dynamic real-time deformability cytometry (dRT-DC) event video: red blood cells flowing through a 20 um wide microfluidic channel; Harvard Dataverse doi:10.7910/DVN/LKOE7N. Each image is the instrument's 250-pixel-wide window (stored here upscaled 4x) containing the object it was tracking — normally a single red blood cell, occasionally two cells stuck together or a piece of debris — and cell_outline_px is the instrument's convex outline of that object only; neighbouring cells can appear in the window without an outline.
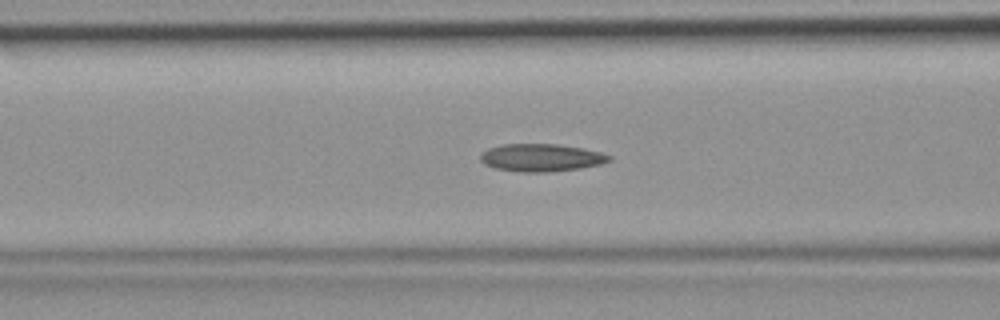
{"species": "common noctule bat (a hibernating species)", "species_latin": "Nyctalus noctula", "temperature_condition": "room temperature", "stored_images_in_passage": 46, "camera_frame_rate_fps": 3000, "um_per_image_px": 0.085, "animal": {"sex": "female", "body_mass_g": 19.9}, "frame": {"image": 1, "passage_image": 17, "time_ms": 5.333, "image_size_px": [1000, 320], "cell_outline_px": [[612, 160], [600, 164], [580, 168], [548, 172], [520, 172], [496, 168], [484, 164], [480, 160], [480, 156], [488, 148], [504, 144], [556, 144], [580, 148], [600, 152], [612, 156]], "centroid_in_image_um": [46.0, 13.4], "position_along_channel_um": 120.6, "area_um2": 20.58}}
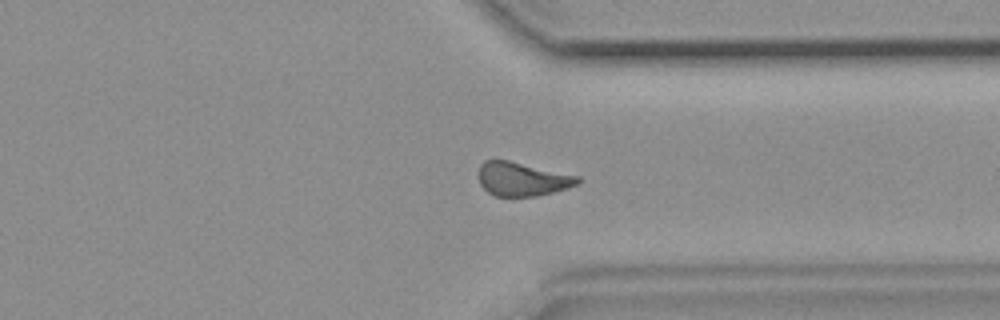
{"frame": {"image": 2, "passage_image": 34, "time_ms": 11.0, "image_size_px": [1000, 320], "cell_outline_px": [[580, 180], [576, 184], [568, 188], [536, 196], [492, 196], [480, 184], [480, 164], [484, 160], [508, 160], [580, 176]], "centroid_in_image_um": [44.39, 15.22], "position_along_channel_um": 367.0, "area_um2": 19.36}}
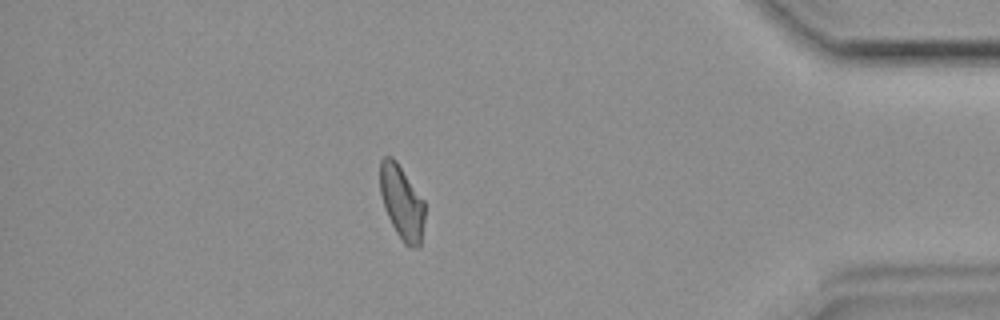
{"frame": {"image": 3, "passage_image": 39, "time_ms": 12.667, "image_size_px": [1000, 320], "cell_outline_px": [[424, 220], [420, 248], [408, 248], [404, 244], [396, 232], [384, 208], [380, 192], [380, 160], [384, 156], [392, 156], [396, 160], [424, 200]], "centroid_in_image_um": [34.15, 17.21], "position_along_channel_um": 401.0, "area_um2": 19.42}}